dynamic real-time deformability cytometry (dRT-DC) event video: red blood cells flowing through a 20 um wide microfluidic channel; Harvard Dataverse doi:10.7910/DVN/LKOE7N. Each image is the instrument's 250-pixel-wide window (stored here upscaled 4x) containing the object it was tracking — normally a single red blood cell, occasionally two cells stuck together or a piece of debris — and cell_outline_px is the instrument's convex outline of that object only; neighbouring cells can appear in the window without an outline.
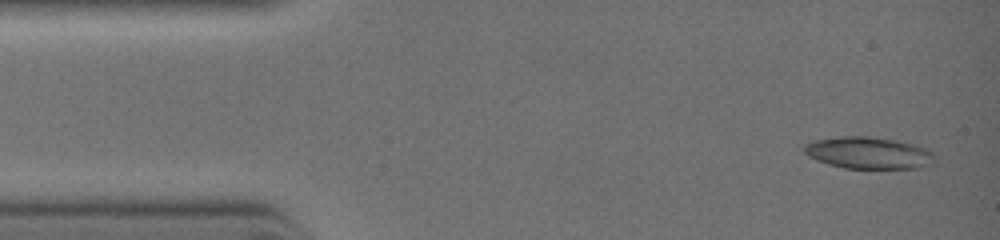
{"species": "common noctule bat (a hibernating species)", "species_latin": "Nyctalus noctula", "temperature_condition": "warm", "stored_images_in_passage": 5, "camera_frame_rate_fps": 3000, "um_per_image_px": 0.085, "animal": {"sex": "female", "body_mass_g": 19.0, "forearm_length_mm": 51.5}, "frame": {"image": 1, "passage_image": 1, "time_ms": 0.0, "image_size_px": [1000, 240], "cell_outline_px": [[928, 152], [912, 168], [844, 168], [828, 164], [804, 152], [804, 148], [808, 144], [816, 140], [840, 136], [868, 136], [896, 140], [912, 144]], "centroid_in_image_um": [73.55, 12.96], "position_along_channel_um": 11.4, "area_um2": 22.31}}
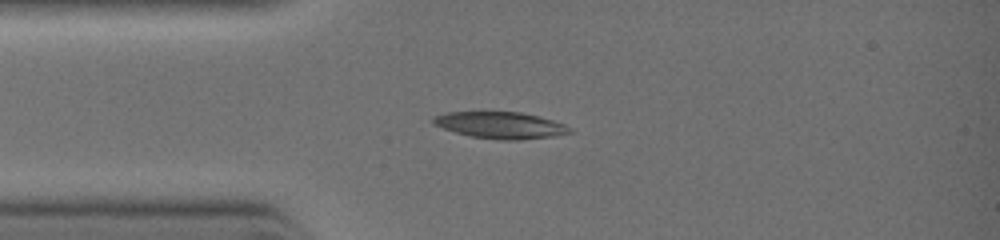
{"frame": {"image": 2, "passage_image": 4, "time_ms": 2.0, "image_size_px": [1000, 240], "cell_outline_px": [[572, 132], [552, 136], [516, 140], [504, 140], [472, 136], [456, 132], [432, 124], [432, 120], [436, 116], [448, 112], [520, 112], [552, 120], [564, 124]], "centroid_in_image_um": [42.52, 10.64], "position_along_channel_um": 42.5, "area_um2": 20.63}}